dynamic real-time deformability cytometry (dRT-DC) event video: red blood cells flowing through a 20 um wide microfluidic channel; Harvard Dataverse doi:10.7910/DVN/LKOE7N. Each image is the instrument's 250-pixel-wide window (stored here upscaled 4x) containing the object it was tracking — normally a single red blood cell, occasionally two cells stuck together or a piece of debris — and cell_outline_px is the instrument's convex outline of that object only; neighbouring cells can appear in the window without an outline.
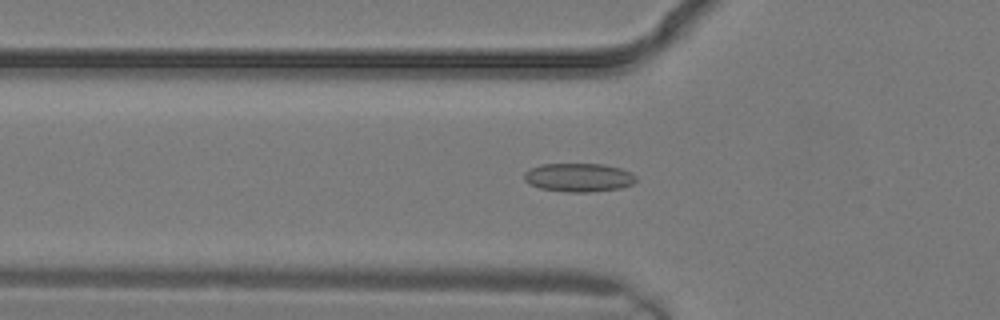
{"species": "common noctule bat (a hibernating species)", "species_latin": "Nyctalus noctula", "temperature_condition": "warm", "stored_images_in_passage": 2, "camera_frame_rate_fps": 3000, "um_per_image_px": 0.085, "animal": {"sex": "male", "body_mass_g": 19.2, "forearm_length_mm": 51.8}, "frame": {"image": 1, "passage_image": 2, "time_ms": 0.333, "image_size_px": [1000, 320], "cell_outline_px": [[636, 180], [632, 184], [620, 188], [588, 192], [568, 192], [540, 188], [528, 184], [524, 180], [524, 172], [528, 168], [540, 164], [604, 164], [620, 168], [632, 172], [636, 176]], "centroid_in_image_um": [49.16, 15.07], "position_along_channel_um": 76.6, "area_um2": 18.79}}